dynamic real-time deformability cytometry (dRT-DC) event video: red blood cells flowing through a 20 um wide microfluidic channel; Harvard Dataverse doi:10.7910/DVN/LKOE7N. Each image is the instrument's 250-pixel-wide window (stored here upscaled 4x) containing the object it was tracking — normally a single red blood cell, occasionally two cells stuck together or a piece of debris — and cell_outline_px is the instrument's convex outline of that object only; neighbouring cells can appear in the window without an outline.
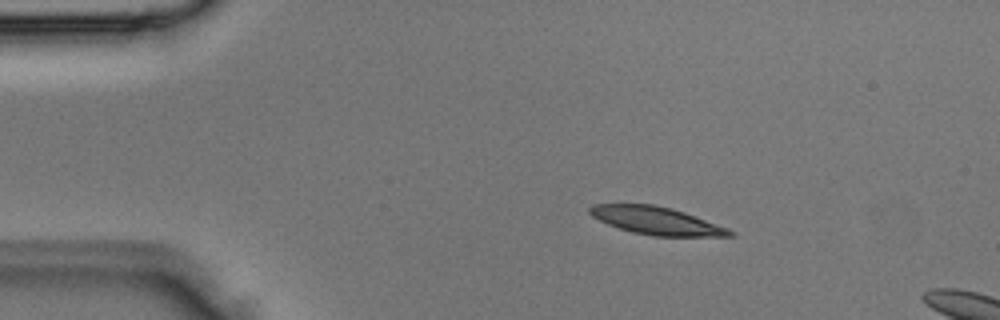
{"species": "Egyptian fruit bat (a non-hibernating species)", "species_latin": "Rousettus aegyptiacus", "temperature_condition": "room temperature", "stored_images_in_passage": 2, "camera_frame_rate_fps": 3000, "um_per_image_px": 0.085, "animal": {"sex": "male"}, "frame": {"image": 1, "passage_image": 1, "time_ms": 0.0, "image_size_px": [1000, 320], "cell_outline_px": [[736, 236], [652, 236], [632, 232], [608, 224], [592, 216], [588, 212], [588, 208], [592, 204], [652, 204], [672, 208], [684, 212], [728, 228], [736, 232]], "centroid_in_image_um": [55.8, 18.76], "position_along_channel_um": 29.2, "area_um2": 22.6}}